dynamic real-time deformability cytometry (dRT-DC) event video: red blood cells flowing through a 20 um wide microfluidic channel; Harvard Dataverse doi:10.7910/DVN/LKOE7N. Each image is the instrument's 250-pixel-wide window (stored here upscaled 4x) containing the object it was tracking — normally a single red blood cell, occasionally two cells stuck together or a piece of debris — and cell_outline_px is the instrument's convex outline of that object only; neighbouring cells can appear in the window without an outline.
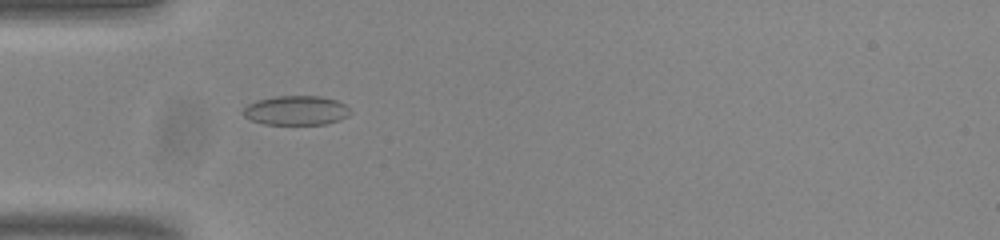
{"species": "common noctule bat (a hibernating species)", "species_latin": "Nyctalus noctula", "temperature_condition": "room temperature", "stored_images_in_passage": 39, "camera_frame_rate_fps": 3000, "um_per_image_px": 0.085, "animal": {"sex": "male", "body_mass_g": 20.0, "forearm_length_mm": 53.3}, "frame": {"image": 1, "passage_image": 2, "time_ms": 0.333, "image_size_px": [1000, 240], "cell_outline_px": [[352, 112], [348, 116], [340, 120], [324, 124], [264, 124], [252, 120], [244, 116], [240, 112], [248, 104], [256, 100], [276, 96], [320, 96], [336, 100], [344, 104]], "centroid_in_image_um": [25.16, 9.38], "position_along_channel_um": 59.8, "area_um2": 18.38}}
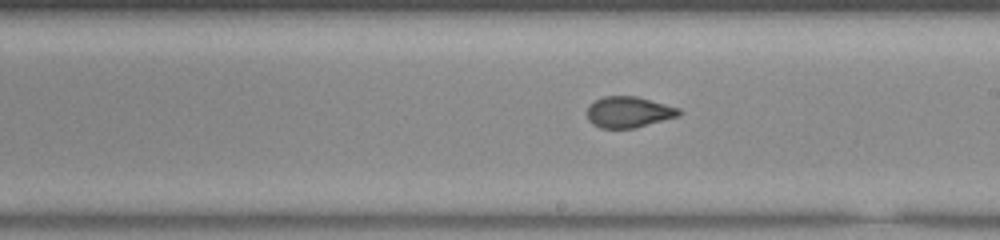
{"frame": {"image": 2, "passage_image": 16, "time_ms": 5.0, "image_size_px": [1000, 240], "cell_outline_px": [[684, 112], [680, 116], [636, 128], [600, 128], [592, 124], [588, 120], [588, 104], [604, 96], [636, 96], [680, 108]], "centroid_in_image_um": [53.47, 9.53], "position_along_channel_um": 235.5, "area_um2": 16.82}}
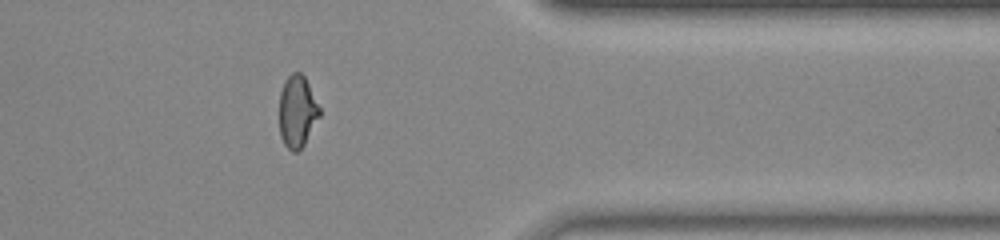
{"frame": {"image": 3, "passage_image": 29, "time_ms": 9.333, "image_size_px": [1000, 240], "cell_outline_px": [[320, 116], [304, 144], [296, 152], [292, 152], [284, 144], [280, 136], [280, 92], [284, 80], [292, 72], [300, 72], [304, 76], [320, 108]], "centroid_in_image_um": [25.26, 9.47], "position_along_channel_um": 386.1, "area_um2": 16.76}, "authors_computed_cell_mechanics": {"area_um2": 17.2244, "velocity_mm_per_s": 3.8292, "shape_relaxation_time_tau1_ms": null, "shape_relaxation_time_tau2_ms": 0.9063, "deformation_change_tau1": null, "deformation_change_tau2": 0.058}}